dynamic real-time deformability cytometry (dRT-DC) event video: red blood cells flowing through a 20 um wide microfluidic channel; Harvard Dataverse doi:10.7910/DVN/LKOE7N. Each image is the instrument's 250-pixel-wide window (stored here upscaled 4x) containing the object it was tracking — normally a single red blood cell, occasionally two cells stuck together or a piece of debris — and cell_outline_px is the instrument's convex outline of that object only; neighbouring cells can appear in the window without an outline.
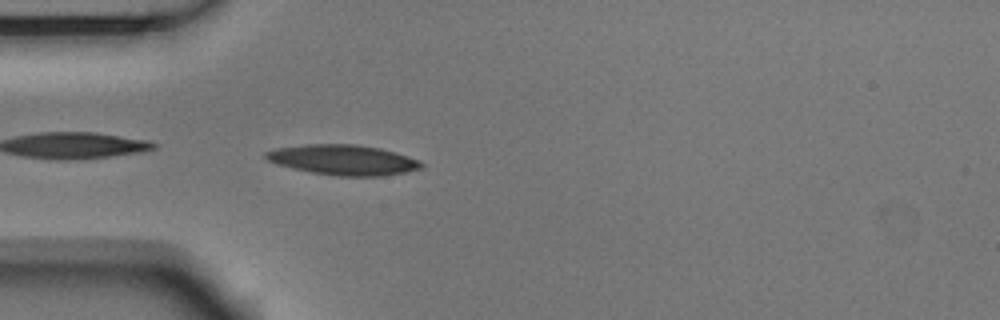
{"species": "Egyptian fruit bat (a non-hibernating species)", "species_latin": "Rousettus aegyptiacus", "temperature_condition": "room temperature", "stored_images_in_passage": 21, "camera_frame_rate_fps": 3000, "um_per_image_px": 0.085, "animal": {"sex": "male"}, "frame": {"image": 1, "passage_image": 1, "time_ms": 0.0, "image_size_px": [1000, 320], "cell_outline_px": [[424, 168], [384, 176], [336, 176], [312, 172], [292, 168], [276, 164], [268, 160], [264, 156], [264, 152], [276, 148], [304, 144], [356, 144], [380, 148], [396, 152], [420, 160], [424, 164]], "centroid_in_image_um": [29.19, 13.59], "position_along_channel_um": 55.8, "area_um2": 27.57}}
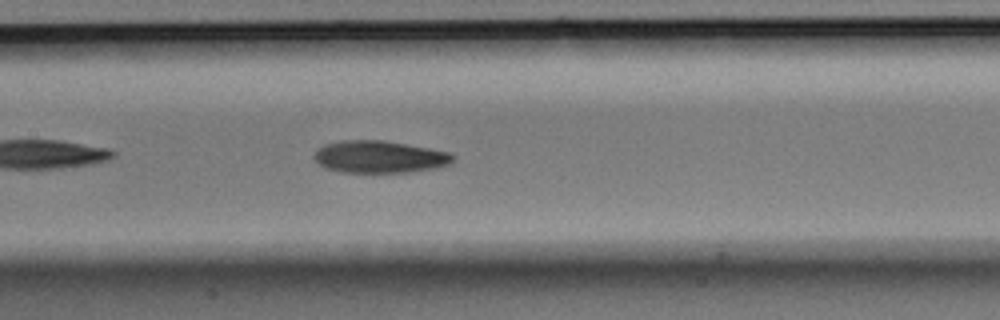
{"frame": {"image": 2, "passage_image": 11, "time_ms": 3.333, "image_size_px": [1000, 320], "cell_outline_px": [[456, 156], [448, 164], [436, 168], [408, 172], [340, 172], [324, 168], [312, 156], [316, 148], [324, 144], [340, 140], [384, 140], [452, 152]], "centroid_in_image_um": [32.23, 13.32], "position_along_channel_um": 175.2, "area_um2": 26.3}}
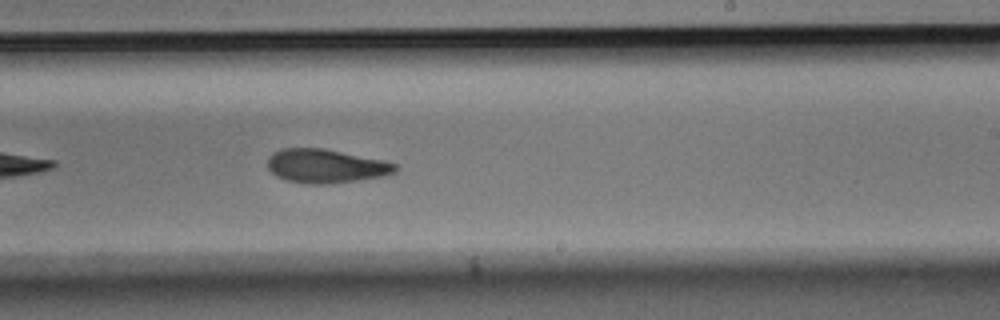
{"frame": {"image": 3, "passage_image": 18, "time_ms": 5.667, "image_size_px": [1000, 320], "cell_outline_px": [[396, 172], [384, 176], [356, 180], [324, 184], [308, 184], [288, 180], [276, 176], [268, 168], [268, 156], [272, 152], [280, 148], [324, 148], [384, 160], [396, 164]], "centroid_in_image_um": [27.67, 14.1], "position_along_channel_um": 261.3, "area_um2": 25.14}}